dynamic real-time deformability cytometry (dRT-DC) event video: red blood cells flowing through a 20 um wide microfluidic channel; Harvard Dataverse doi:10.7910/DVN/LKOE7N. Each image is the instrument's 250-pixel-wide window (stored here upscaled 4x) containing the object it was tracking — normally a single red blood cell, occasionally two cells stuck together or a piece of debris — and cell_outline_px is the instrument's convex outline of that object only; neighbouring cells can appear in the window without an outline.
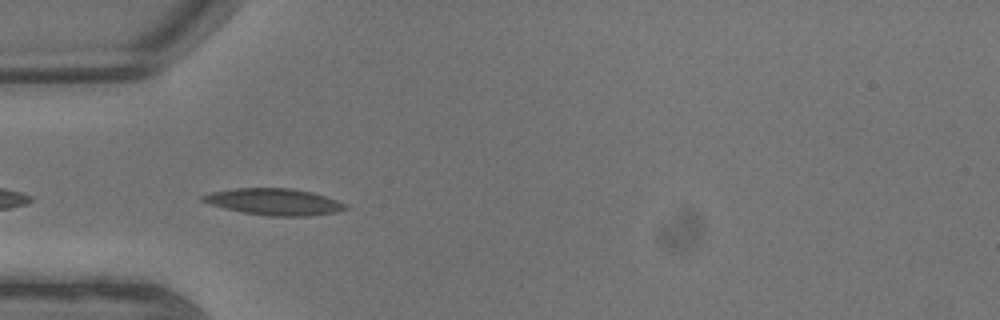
{"species": "common noctule bat (a hibernating species)", "species_latin": "Nyctalus noctula", "temperature_condition": "warm", "stored_images_in_passage": 4, "camera_frame_rate_fps": 3000, "um_per_image_px": 0.085, "animal": {"sex": "male", "body_mass_g": 13.3}, "frame": {"image": 1, "passage_image": 3, "time_ms": 0.667, "image_size_px": [1000, 320], "cell_outline_px": [[348, 208], [336, 212], [308, 216], [268, 216], [244, 212], [224, 208], [200, 200], [200, 196], [212, 192], [236, 188], [292, 188], [312, 192], [348, 204]], "centroid_in_image_um": [23.32, 17.15], "position_along_channel_um": 61.7, "area_um2": 21.96}}
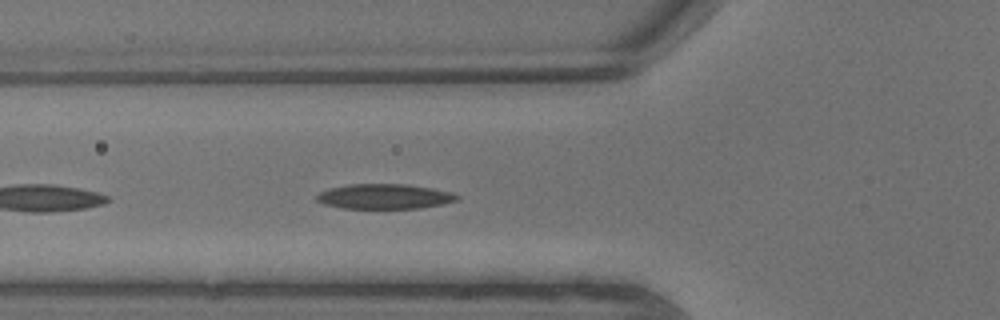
{"frame": {"image": 2, "passage_image": 4, "time_ms": 1.0, "image_size_px": [1000, 320], "cell_outline_px": [[460, 200], [444, 204], [420, 208], [344, 208], [324, 204], [316, 200], [316, 196], [320, 192], [328, 188], [348, 184], [408, 184], [432, 188], [452, 192], [460, 196]], "centroid_in_image_um": [32.72, 16.69], "position_along_channel_um": 93.1, "area_um2": 20.58}}